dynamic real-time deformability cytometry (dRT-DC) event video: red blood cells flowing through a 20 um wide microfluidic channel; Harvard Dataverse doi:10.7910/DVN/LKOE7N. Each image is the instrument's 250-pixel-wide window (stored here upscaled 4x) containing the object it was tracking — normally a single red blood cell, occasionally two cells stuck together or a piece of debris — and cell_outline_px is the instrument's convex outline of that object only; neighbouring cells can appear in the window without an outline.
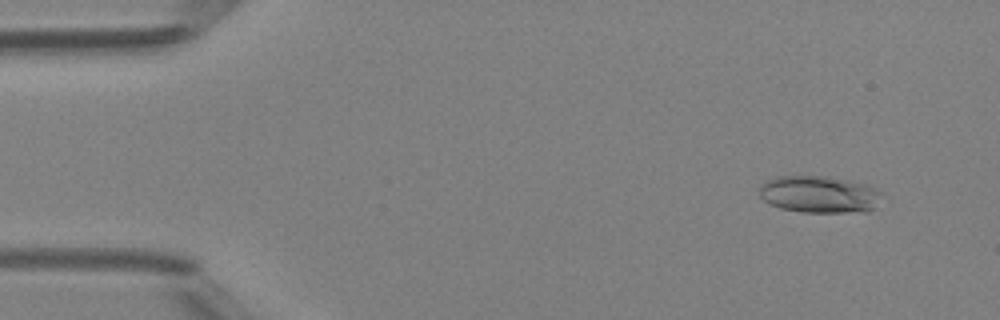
{"species": "Egyptian fruit bat (a non-hibernating species)", "species_latin": "Rousettus aegyptiacus", "temperature_condition": "room temperature", "stored_images_in_passage": 49, "camera_frame_rate_fps": 3000, "um_per_image_px": 0.085, "animal": {"sex": "female"}, "frame": {"image": 1, "passage_image": 5, "time_ms": 1.333, "image_size_px": [1000, 320], "cell_outline_px": [[880, 192], [872, 208], [868, 212], [800, 212], [780, 208], [768, 204], [760, 196], [760, 184], [776, 176], [828, 176], [848, 180], [864, 184], [876, 188]], "centroid_in_image_um": [69.56, 16.52], "position_along_channel_um": 15.4, "area_um2": 26.24}}
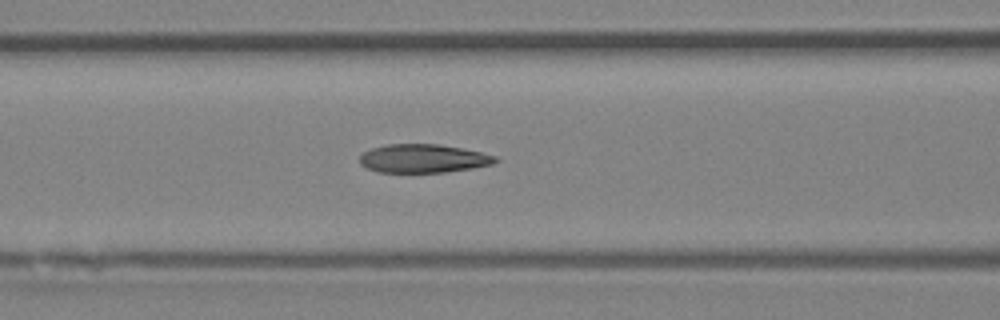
{"frame": {"image": 2, "passage_image": 21, "time_ms": 6.667, "image_size_px": [1000, 320], "cell_outline_px": [[500, 160], [492, 164], [472, 168], [444, 172], [376, 172], [360, 164], [360, 156], [364, 152], [372, 148], [388, 144], [440, 144], [480, 152], [496, 156]], "centroid_in_image_um": [35.97, 13.47], "position_along_channel_um": 130.6, "area_um2": 22.43}}
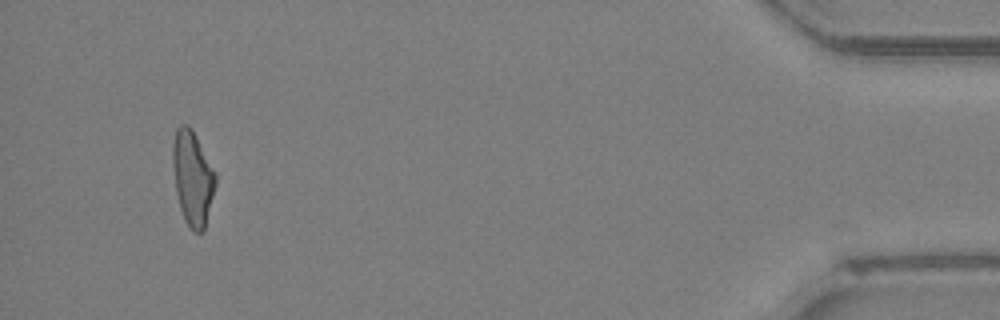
{"frame": {"image": 3, "passage_image": 47, "time_ms": 15.333, "image_size_px": [1000, 320], "cell_outline_px": [[216, 184], [204, 232], [192, 232], [184, 220], [180, 208], [176, 192], [172, 164], [172, 144], [176, 128], [180, 124], [188, 124], [192, 128], [216, 172]], "centroid_in_image_um": [16.37, 15.12], "position_along_channel_um": 418.8, "area_um2": 23.93}, "authors_computed_cell_mechanics": {"area_um2": 23.409, "velocity_mm_per_s": 4.2128, "shape_relaxation_time_tau1_ms": 5.4098, "shape_relaxation_time_tau2_ms": 1.9579, "deformation_change_tau1": 0.175, "deformation_change_tau2": 0.1032}}